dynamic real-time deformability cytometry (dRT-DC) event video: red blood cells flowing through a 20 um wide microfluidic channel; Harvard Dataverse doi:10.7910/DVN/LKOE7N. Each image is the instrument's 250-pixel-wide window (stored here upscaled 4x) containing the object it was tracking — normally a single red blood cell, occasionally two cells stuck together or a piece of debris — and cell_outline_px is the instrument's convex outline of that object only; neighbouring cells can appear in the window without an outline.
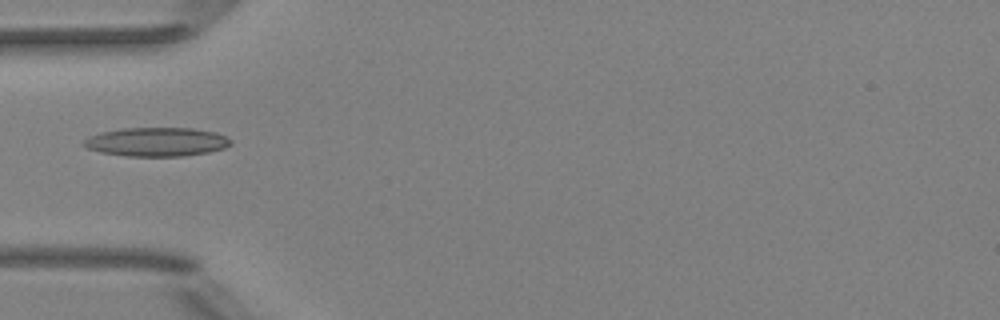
{"species": "Egyptian fruit bat (a non-hibernating species)", "species_latin": "Rousettus aegyptiacus", "temperature_condition": "room temperature", "stored_images_in_passage": 3, "camera_frame_rate_fps": 3000, "um_per_image_px": 0.085, "animal": {"sex": "female"}, "frame": {"image": 1, "passage_image": 1, "time_ms": 0.0, "image_size_px": [1000, 320], "cell_outline_px": [[232, 144], [224, 148], [208, 152], [184, 156], [128, 156], [100, 152], [88, 148], [80, 144], [88, 136], [100, 132], [120, 128], [192, 128], [216, 132], [232, 140]], "centroid_in_image_um": [13.29, 12.05], "position_along_channel_um": 71.7, "area_um2": 24.85}}
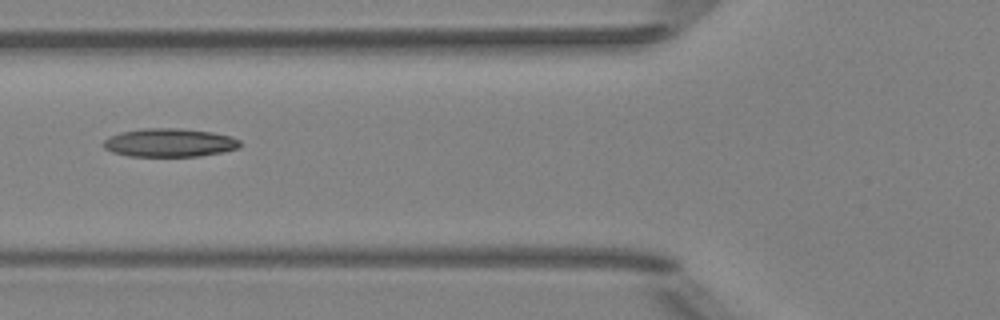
{"frame": {"image": 2, "passage_image": 2, "time_ms": 1.0, "image_size_px": [1000, 320], "cell_outline_px": [[240, 148], [224, 152], [200, 156], [128, 156], [112, 152], [104, 148], [100, 144], [104, 140], [120, 132], [144, 128], [180, 128], [212, 132], [232, 136], [240, 140]], "centroid_in_image_um": [14.42, 12.13], "position_along_channel_um": 111.4, "area_um2": 22.83}}
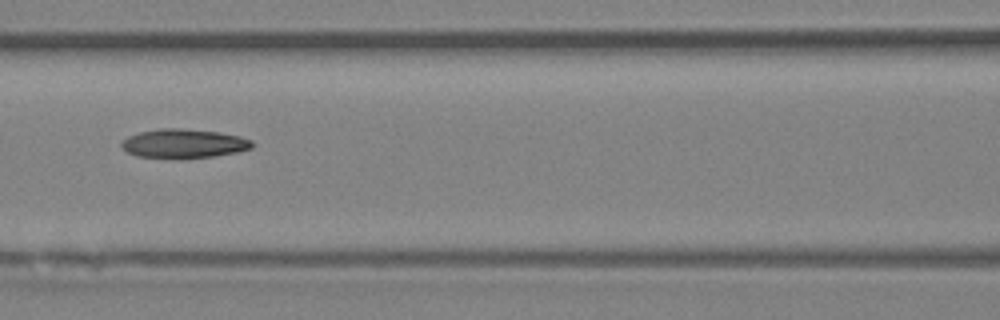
{"frame": {"image": 3, "passage_image": 3, "time_ms": 2.0, "image_size_px": [1000, 320], "cell_outline_px": [[252, 148], [236, 152], [216, 156], [180, 160], [136, 156], [128, 152], [120, 144], [128, 136], [140, 132], [160, 128], [180, 128], [220, 132], [240, 136], [252, 140]], "centroid_in_image_um": [15.62, 12.22], "position_along_channel_um": 151.0, "area_um2": 22.48}}